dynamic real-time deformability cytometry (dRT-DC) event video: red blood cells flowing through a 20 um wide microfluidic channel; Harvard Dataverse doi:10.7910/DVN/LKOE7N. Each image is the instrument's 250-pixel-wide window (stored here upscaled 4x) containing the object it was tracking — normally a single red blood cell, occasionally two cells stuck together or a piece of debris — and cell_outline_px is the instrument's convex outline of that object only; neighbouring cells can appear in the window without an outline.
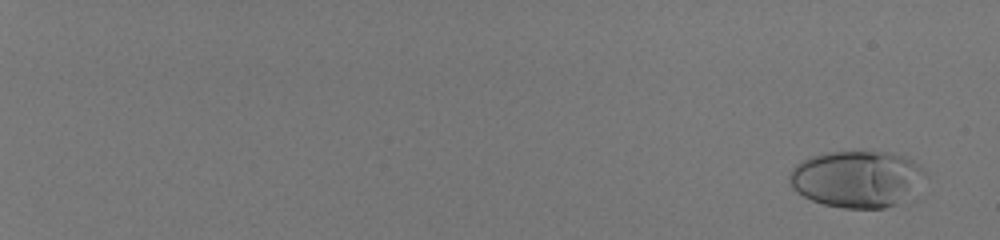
{"species": "human", "species_latin": "Homo sapiens", "temperature_condition": "room temperature", "stored_images_in_passage": 57, "camera_frame_rate_fps": 3000, "um_per_image_px": 0.085, "donor": {"sex": "male"}, "frame": {"image": 1, "passage_image": 2, "time_ms": 0.333, "image_size_px": [1000, 240], "cell_outline_px": [[924, 172], [896, 204], [884, 208], [844, 208], [824, 204], [812, 200], [796, 192], [792, 188], [788, 180], [788, 176], [792, 168], [796, 164], [812, 156], [824, 152], [892, 152], [908, 156], [920, 164]], "centroid_in_image_um": [72.71, 15.18], "position_along_channel_um": 12.3, "area_um2": 43.93}}
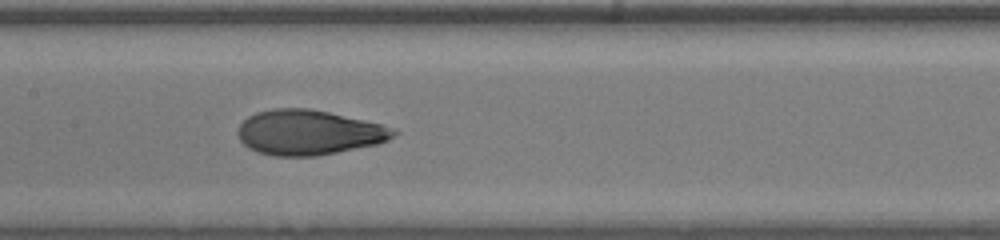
{"frame": {"image": 2, "passage_image": 35, "time_ms": 11.333, "image_size_px": [1000, 240], "cell_outline_px": [[400, 132], [388, 140], [376, 144], [316, 156], [276, 156], [260, 152], [248, 148], [240, 140], [236, 132], [240, 124], [248, 116], [256, 112], [272, 108], [308, 108], [328, 112], [364, 120], [380, 124], [392, 128]], "centroid_in_image_um": [26.21, 11.25], "position_along_channel_um": 181.2, "area_um2": 40.63}}
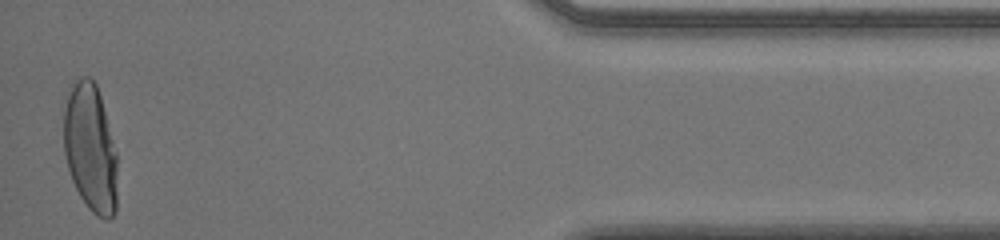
{"frame": {"image": 3, "passage_image": 57, "time_ms": 18.667, "image_size_px": [1000, 240], "cell_outline_px": [[116, 212], [108, 220], [104, 220], [96, 216], [88, 208], [80, 196], [72, 180], [68, 168], [64, 152], [64, 108], [68, 96], [76, 80], [84, 76], [88, 76], [96, 84], [100, 96], [116, 152]], "centroid_in_image_um": [7.68, 12.64], "position_along_channel_um": 427.5, "area_um2": 39.59}, "authors_computed_cell_mechanics": {"area_um2": 40.3444, "velocity_mm_per_s": 4.0152, "shape_relaxation_time_tau1_ms": 5.9938, "shape_relaxation_time_tau2_ms": null, "deformation_change_tau1": 0.2746, "deformation_change_tau2": null}}